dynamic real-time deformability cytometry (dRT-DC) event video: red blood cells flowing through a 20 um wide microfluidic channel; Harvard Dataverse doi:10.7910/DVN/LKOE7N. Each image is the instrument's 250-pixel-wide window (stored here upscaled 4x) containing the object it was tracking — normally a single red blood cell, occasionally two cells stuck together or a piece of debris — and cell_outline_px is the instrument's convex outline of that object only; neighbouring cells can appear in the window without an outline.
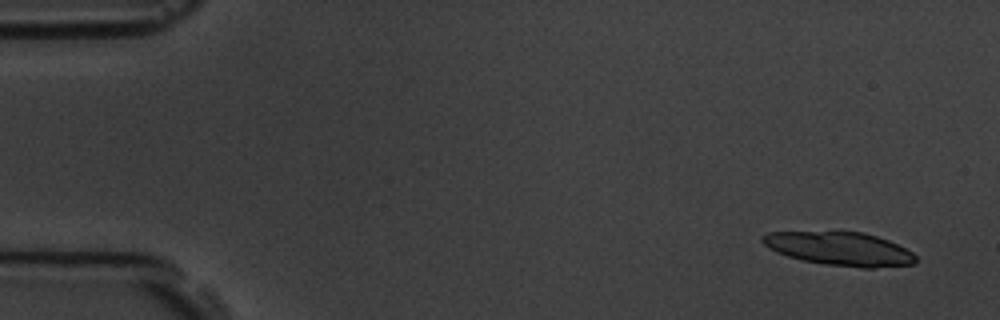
{"species": "common noctule bat (a hibernating species)", "species_latin": "Nyctalus noctula", "temperature_condition": "room temperature", "stored_images_in_passage": 5, "camera_frame_rate_fps": 3000, "um_per_image_px": 0.085, "animal": {"sex": "male", "body_mass_g": 19.5, "forearm_length_mm": 54.6}, "frame": {"image": 1, "passage_image": 1, "time_ms": 0.0, "image_size_px": [1000, 320], "cell_outline_px": [[916, 264], [872, 268], [864, 268], [824, 264], [804, 260], [788, 256], [776, 252], [768, 248], [760, 240], [760, 236], [768, 232], [864, 232], [888, 240], [912, 252], [916, 256]], "centroid_in_image_um": [71.37, 21.15], "position_along_channel_um": 13.6, "area_um2": 29.82}}